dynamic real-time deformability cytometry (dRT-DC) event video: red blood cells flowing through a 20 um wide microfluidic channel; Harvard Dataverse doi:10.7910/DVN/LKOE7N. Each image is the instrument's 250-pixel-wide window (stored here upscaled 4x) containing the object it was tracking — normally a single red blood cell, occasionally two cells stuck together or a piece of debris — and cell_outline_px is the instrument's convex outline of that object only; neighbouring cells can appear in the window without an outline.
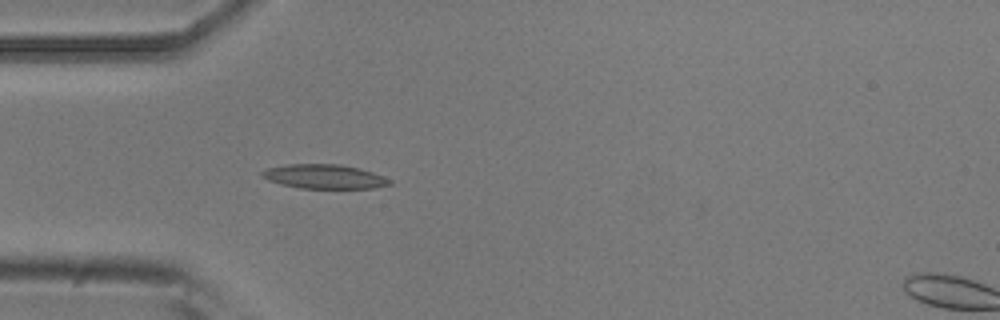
{"species": "common noctule bat (a hibernating species)", "species_latin": "Nyctalus noctula", "temperature_condition": "room temperature", "stored_images_in_passage": 4, "camera_frame_rate_fps": 3000, "um_per_image_px": 0.085, "animal": {"sex": "male", "body_mass_g": 20.5, "forearm_length_mm": 52.5}, "frame": {"image": 1, "passage_image": 3, "time_ms": 0.667, "image_size_px": [1000, 320], "cell_outline_px": [[392, 184], [372, 188], [300, 188], [280, 184], [268, 180], [260, 172], [268, 168], [288, 164], [340, 164], [360, 168], [384, 176], [392, 180]], "centroid_in_image_um": [27.6, 15.0], "position_along_channel_um": 57.4, "area_um2": 17.98}}